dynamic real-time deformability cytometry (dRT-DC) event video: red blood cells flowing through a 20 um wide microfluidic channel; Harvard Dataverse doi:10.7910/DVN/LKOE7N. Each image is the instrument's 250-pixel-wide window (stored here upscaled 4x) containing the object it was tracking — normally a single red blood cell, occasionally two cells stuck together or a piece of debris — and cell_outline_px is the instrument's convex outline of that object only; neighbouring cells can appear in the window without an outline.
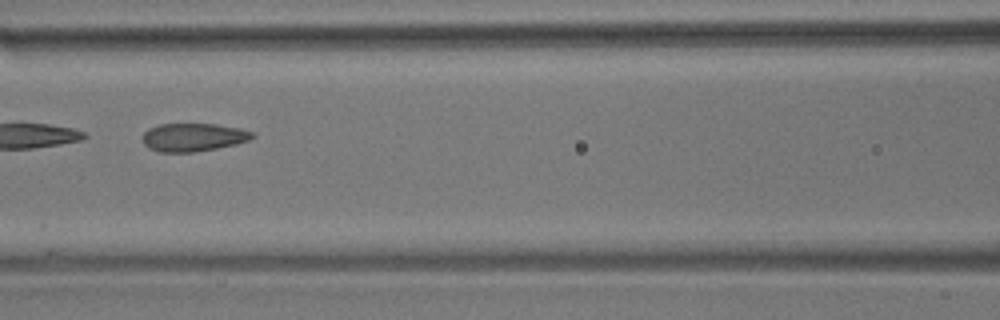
{"species": "common noctule bat (a hibernating species)", "species_latin": "Nyctalus noctula", "temperature_condition": "room temperature", "stored_images_in_passage": 9, "camera_frame_rate_fps": 3000, "um_per_image_px": 0.085, "animal": {"sex": "male", "body_mass_g": 17.9}, "frame": {"image": 1, "passage_image": 7, "time_ms": 7.0, "image_size_px": [1000, 320], "cell_outline_px": [[256, 136], [248, 140], [236, 144], [216, 148], [192, 152], [160, 152], [148, 148], [144, 144], [144, 132], [148, 128], [160, 124], [216, 124], [240, 128], [252, 132]], "centroid_in_image_um": [16.43, 11.66], "position_along_channel_um": 150.2, "area_um2": 17.92}}